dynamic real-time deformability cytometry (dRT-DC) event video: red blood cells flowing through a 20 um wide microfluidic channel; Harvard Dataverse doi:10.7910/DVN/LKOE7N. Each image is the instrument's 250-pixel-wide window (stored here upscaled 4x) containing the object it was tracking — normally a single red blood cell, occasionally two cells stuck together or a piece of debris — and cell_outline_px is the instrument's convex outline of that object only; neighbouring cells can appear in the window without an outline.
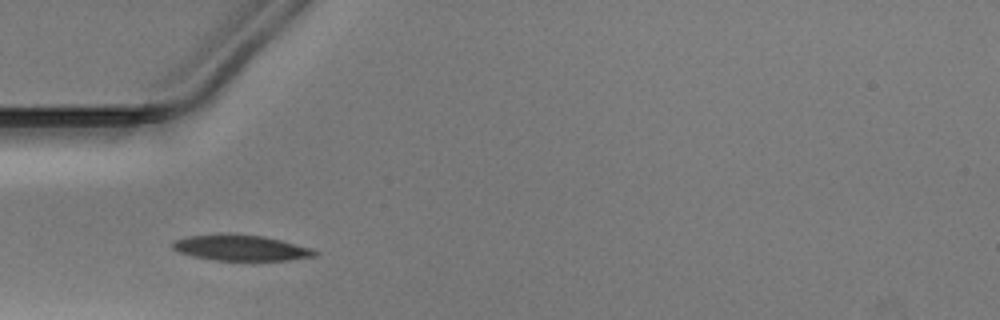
{"species": "Egyptian fruit bat (a non-hibernating species)", "species_latin": "Rousettus aegyptiacus", "temperature_condition": "warm", "stored_images_in_passage": 26, "camera_frame_rate_fps": 3000, "um_per_image_px": 0.085, "animal": {"sex": "male"}, "frame": {"image": 1, "passage_image": 1, "time_ms": 0.0, "image_size_px": [1000, 320], "cell_outline_px": [[320, 252], [316, 256], [288, 260], [216, 260], [192, 256], [180, 252], [172, 248], [172, 240], [188, 236], [264, 236], [312, 248]], "centroid_in_image_um": [20.52, 21.1], "position_along_channel_um": 64.5, "area_um2": 20.52}}
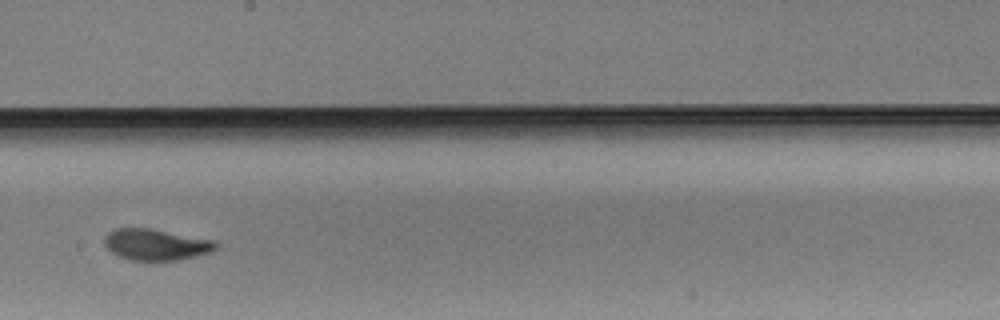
{"frame": {"image": 2, "passage_image": 14, "time_ms": 4.333, "image_size_px": [1000, 320], "cell_outline_px": [[220, 244], [212, 252], [180, 260], [128, 260], [112, 252], [104, 244], [104, 236], [108, 232], [116, 228], [152, 228], [216, 240]], "centroid_in_image_um": [13.3, 20.78], "position_along_channel_um": 234.9, "area_um2": 20.58}}
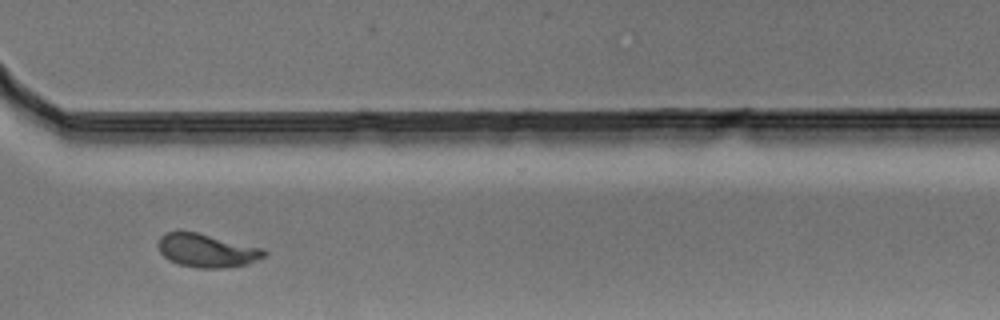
{"frame": {"image": 3, "passage_image": 23, "time_ms": 7.333, "image_size_px": [1000, 320], "cell_outline_px": [[268, 252], [264, 256], [248, 264], [224, 268], [196, 268], [180, 264], [168, 260], [160, 252], [156, 244], [160, 236], [164, 232], [196, 232], [264, 248]], "centroid_in_image_um": [17.57, 21.3], "position_along_channel_um": 353.0, "area_um2": 20.69}}